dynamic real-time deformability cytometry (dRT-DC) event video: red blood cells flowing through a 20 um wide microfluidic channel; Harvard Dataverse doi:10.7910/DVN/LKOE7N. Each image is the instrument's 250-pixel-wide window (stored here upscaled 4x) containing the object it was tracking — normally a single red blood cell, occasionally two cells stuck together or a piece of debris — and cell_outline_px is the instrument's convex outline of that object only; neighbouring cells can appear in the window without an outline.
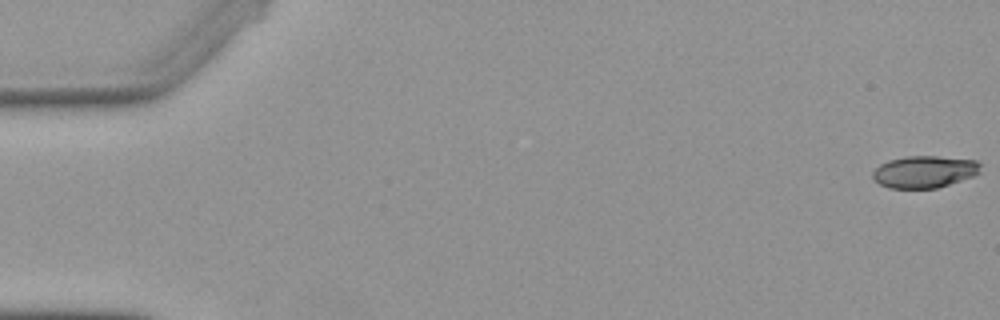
{"species": "Egyptian fruit bat (a non-hibernating species)", "species_latin": "Rousettus aegyptiacus", "temperature_condition": "warm", "stored_images_in_passage": 6, "camera_frame_rate_fps": 3000, "um_per_image_px": 0.085, "animal": {"sex": "female"}, "frame": {"image": 1, "passage_image": 1, "time_ms": 0.0, "image_size_px": [1000, 320], "cell_outline_px": [[980, 164], [976, 172], [972, 176], [936, 188], [888, 188], [880, 184], [872, 176], [872, 172], [880, 164], [888, 160], [908, 156], [936, 156], [976, 160]], "centroid_in_image_um": [78.51, 14.59], "position_along_channel_um": 6.5, "area_um2": 19.77}}
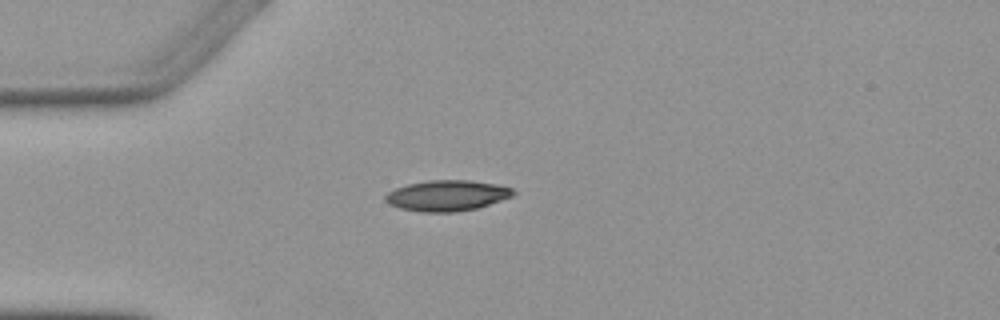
{"frame": {"image": 2, "passage_image": 5, "time_ms": 4.667, "image_size_px": [1000, 320], "cell_outline_px": [[516, 192], [512, 196], [476, 208], [456, 212], [420, 212], [400, 208], [388, 204], [384, 200], [384, 196], [388, 192], [396, 188], [408, 184], [428, 180], [468, 180], [496, 184], [512, 188]], "centroid_in_image_um": [37.96, 16.62], "position_along_channel_um": 47.0, "area_um2": 22.83}}